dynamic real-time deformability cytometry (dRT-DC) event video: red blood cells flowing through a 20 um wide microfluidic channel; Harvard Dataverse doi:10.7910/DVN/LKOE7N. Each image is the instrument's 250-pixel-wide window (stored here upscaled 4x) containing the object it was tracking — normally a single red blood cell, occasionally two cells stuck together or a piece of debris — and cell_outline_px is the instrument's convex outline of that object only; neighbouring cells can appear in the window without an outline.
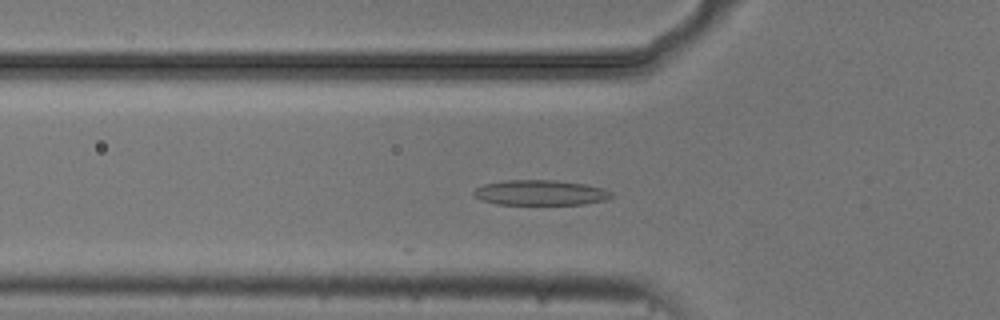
{"species": "common noctule bat (a hibernating species)", "species_latin": "Nyctalus noctula", "temperature_condition": "cold", "stored_images_in_passage": 32, "camera_frame_rate_fps": 3000, "um_per_image_px": 0.085, "animal": {"sex": "male", "body_mass_g": 20.5, "forearm_length_mm": 52.5}, "frame": {"image": 1, "passage_image": 2, "time_ms": 0.333, "image_size_px": [1000, 320], "cell_outline_px": [[616, 196], [604, 200], [584, 204], [496, 204], [484, 200], [476, 196], [472, 192], [476, 188], [484, 184], [504, 180], [556, 180], [588, 184], [604, 188], [612, 192]], "centroid_in_image_um": [46.0, 16.36], "position_along_channel_um": 79.8, "area_um2": 20.29}}
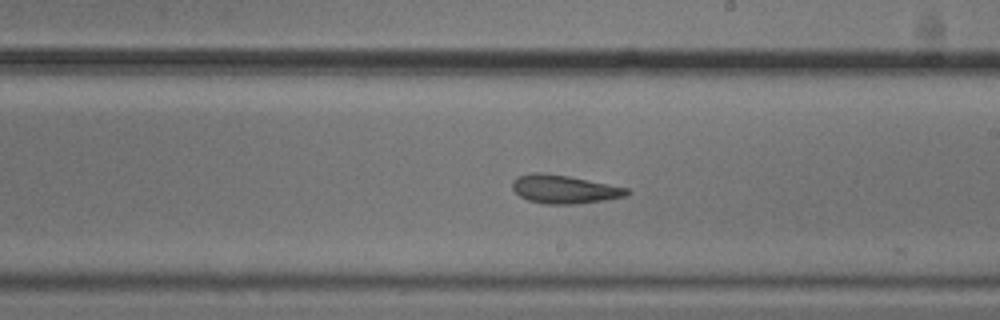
{"frame": {"image": 2, "passage_image": 15, "time_ms": 4.667, "image_size_px": [1000, 320], "cell_outline_px": [[632, 192], [628, 196], [604, 200], [576, 204], [544, 204], [528, 200], [520, 196], [512, 188], [512, 180], [516, 176], [532, 172], [540, 172], [568, 176], [628, 188]], "centroid_in_image_um": [47.95, 16.08], "position_along_channel_um": 241.0, "area_um2": 19.07}}
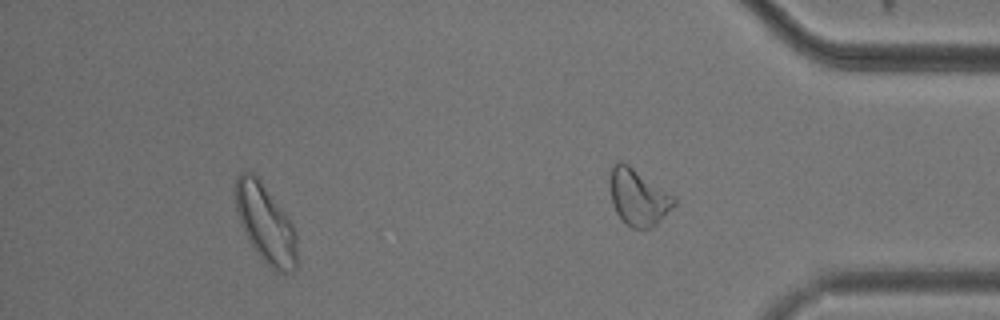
{"frame": {"image": 3, "passage_image": 27, "time_ms": 8.667, "image_size_px": [1000, 320], "cell_outline_px": [[296, 268], [292, 272], [276, 272], [252, 248], [240, 224], [236, 212], [236, 176], [244, 168], [252, 172], [256, 176], [288, 216], [292, 224], [296, 236]], "centroid_in_image_um": [22.55, 18.99], "position_along_channel_um": 412.7, "area_um2": 27.98}, "authors_computed_cell_mechanics": {"area_um2": 19.1318, "velocity_mm_per_s": 3.7038, "shape_relaxation_time_tau1_ms": 4.5551, "shape_relaxation_time_tau2_ms": 1.5272, "deformation_change_tau1": 0.1321, "deformation_change_tau2": 0.087}}